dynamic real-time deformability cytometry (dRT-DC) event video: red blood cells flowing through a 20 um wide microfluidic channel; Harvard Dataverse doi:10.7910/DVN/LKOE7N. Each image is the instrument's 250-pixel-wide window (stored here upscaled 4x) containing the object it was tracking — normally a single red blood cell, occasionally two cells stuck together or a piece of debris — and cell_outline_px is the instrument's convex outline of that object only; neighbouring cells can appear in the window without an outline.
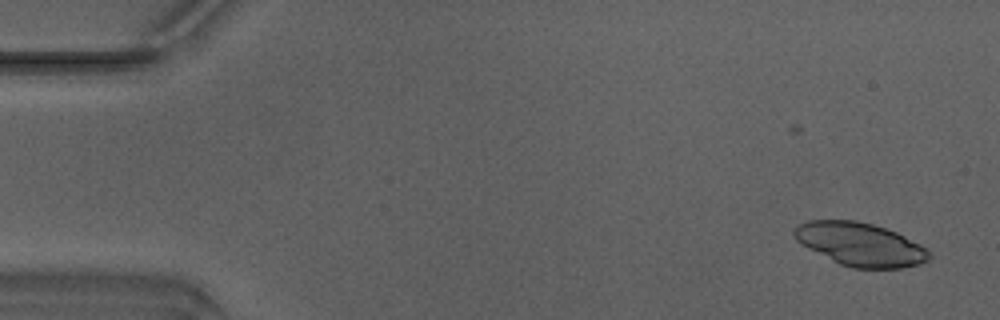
{"species": "Egyptian fruit bat (a non-hibernating species)", "species_latin": "Rousettus aegyptiacus", "temperature_condition": "warm", "stored_images_in_passage": 43, "camera_frame_rate_fps": 3000, "um_per_image_px": 0.085, "animal": {"sex": "male"}, "frame": {"image": 1, "passage_image": 2, "time_ms": 0.333, "image_size_px": [1000, 320], "cell_outline_px": [[932, 256], [928, 260], [920, 264], [900, 268], [852, 268], [840, 264], [808, 248], [796, 240], [792, 236], [792, 232], [800, 224], [808, 220], [856, 220], [872, 224], [896, 232], [928, 248], [932, 252]], "centroid_in_image_um": [73.15, 20.77], "position_along_channel_um": 11.9, "area_um2": 34.04}}